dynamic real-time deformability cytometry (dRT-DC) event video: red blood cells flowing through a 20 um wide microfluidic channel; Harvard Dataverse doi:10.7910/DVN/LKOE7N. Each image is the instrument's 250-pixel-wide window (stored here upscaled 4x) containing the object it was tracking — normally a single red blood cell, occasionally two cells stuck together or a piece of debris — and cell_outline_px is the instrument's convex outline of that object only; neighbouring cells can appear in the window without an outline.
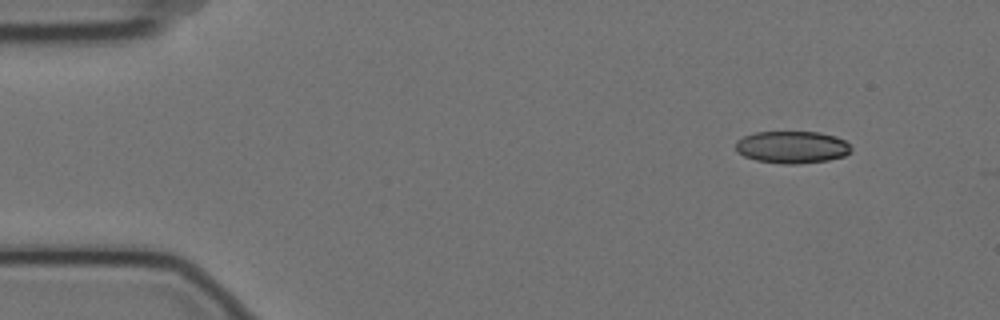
{"species": "Egyptian fruit bat (a non-hibernating species)", "species_latin": "Rousettus aegyptiacus", "temperature_condition": "cold", "stored_images_in_passage": 5, "camera_frame_rate_fps": 3000, "um_per_image_px": 0.085, "animal": {"sex": "female"}, "frame": {"image": 1, "passage_image": 1, "time_ms": 0.0, "image_size_px": [1000, 320], "cell_outline_px": [[852, 152], [844, 156], [828, 160], [796, 164], [784, 164], [756, 160], [744, 156], [736, 152], [736, 140], [744, 136], [756, 132], [820, 132], [836, 136], [844, 140], [852, 148]], "centroid_in_image_um": [67.33, 12.5], "position_along_channel_um": 17.7, "area_um2": 21.79}}